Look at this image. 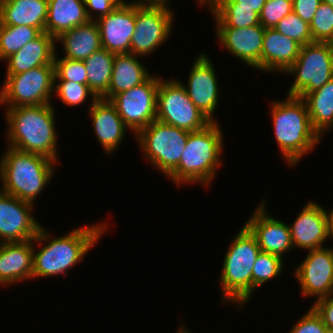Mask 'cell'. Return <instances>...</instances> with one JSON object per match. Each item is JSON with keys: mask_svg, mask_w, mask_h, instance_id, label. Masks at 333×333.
I'll list each match as a JSON object with an SVG mask.
<instances>
[{"mask_svg": "<svg viewBox=\"0 0 333 333\" xmlns=\"http://www.w3.org/2000/svg\"><path fill=\"white\" fill-rule=\"evenodd\" d=\"M103 222L79 226L73 228L68 234L55 238L44 226H41L38 235L33 239L32 278L68 275V271L84 261L90 249H93L104 237L106 231L108 232V223ZM34 243L39 247L43 244V247L36 250Z\"/></svg>", "mask_w": 333, "mask_h": 333, "instance_id": "cell-1", "label": "cell"}, {"mask_svg": "<svg viewBox=\"0 0 333 333\" xmlns=\"http://www.w3.org/2000/svg\"><path fill=\"white\" fill-rule=\"evenodd\" d=\"M4 114L8 147L59 162L53 104L5 108Z\"/></svg>", "mask_w": 333, "mask_h": 333, "instance_id": "cell-2", "label": "cell"}, {"mask_svg": "<svg viewBox=\"0 0 333 333\" xmlns=\"http://www.w3.org/2000/svg\"><path fill=\"white\" fill-rule=\"evenodd\" d=\"M274 136L280 154L286 164L298 165L301 159L313 151L321 137L312 128L306 102L295 96L270 103Z\"/></svg>", "mask_w": 333, "mask_h": 333, "instance_id": "cell-3", "label": "cell"}, {"mask_svg": "<svg viewBox=\"0 0 333 333\" xmlns=\"http://www.w3.org/2000/svg\"><path fill=\"white\" fill-rule=\"evenodd\" d=\"M223 141L224 133L219 122H211L204 129L189 132L179 164L167 178L178 187L196 183L207 188L223 166Z\"/></svg>", "mask_w": 333, "mask_h": 333, "instance_id": "cell-4", "label": "cell"}, {"mask_svg": "<svg viewBox=\"0 0 333 333\" xmlns=\"http://www.w3.org/2000/svg\"><path fill=\"white\" fill-rule=\"evenodd\" d=\"M57 162L6 147L0 157V191L35 204L55 174Z\"/></svg>", "mask_w": 333, "mask_h": 333, "instance_id": "cell-5", "label": "cell"}, {"mask_svg": "<svg viewBox=\"0 0 333 333\" xmlns=\"http://www.w3.org/2000/svg\"><path fill=\"white\" fill-rule=\"evenodd\" d=\"M230 242L220 271L221 303L242 309L252 298V270L261 250L244 224Z\"/></svg>", "mask_w": 333, "mask_h": 333, "instance_id": "cell-6", "label": "cell"}, {"mask_svg": "<svg viewBox=\"0 0 333 333\" xmlns=\"http://www.w3.org/2000/svg\"><path fill=\"white\" fill-rule=\"evenodd\" d=\"M189 132L159 120L152 121L136 136L144 159L168 176L179 164Z\"/></svg>", "mask_w": 333, "mask_h": 333, "instance_id": "cell-7", "label": "cell"}, {"mask_svg": "<svg viewBox=\"0 0 333 333\" xmlns=\"http://www.w3.org/2000/svg\"><path fill=\"white\" fill-rule=\"evenodd\" d=\"M0 104L6 108L52 104L54 65H43L18 74H6Z\"/></svg>", "mask_w": 333, "mask_h": 333, "instance_id": "cell-8", "label": "cell"}, {"mask_svg": "<svg viewBox=\"0 0 333 333\" xmlns=\"http://www.w3.org/2000/svg\"><path fill=\"white\" fill-rule=\"evenodd\" d=\"M284 74L294 77L287 96L303 99L333 78V49L326 42L301 46L296 61Z\"/></svg>", "mask_w": 333, "mask_h": 333, "instance_id": "cell-9", "label": "cell"}, {"mask_svg": "<svg viewBox=\"0 0 333 333\" xmlns=\"http://www.w3.org/2000/svg\"><path fill=\"white\" fill-rule=\"evenodd\" d=\"M165 79L161 77L159 81L156 119L188 132L209 125L211 121L189 99L179 80Z\"/></svg>", "mask_w": 333, "mask_h": 333, "instance_id": "cell-10", "label": "cell"}, {"mask_svg": "<svg viewBox=\"0 0 333 333\" xmlns=\"http://www.w3.org/2000/svg\"><path fill=\"white\" fill-rule=\"evenodd\" d=\"M161 76L151 75L145 82L116 94L110 102L135 136L156 120L157 92Z\"/></svg>", "mask_w": 333, "mask_h": 333, "instance_id": "cell-11", "label": "cell"}, {"mask_svg": "<svg viewBox=\"0 0 333 333\" xmlns=\"http://www.w3.org/2000/svg\"><path fill=\"white\" fill-rule=\"evenodd\" d=\"M170 5L136 7L135 31L131 38V54L148 56L157 51L171 36L174 12Z\"/></svg>", "mask_w": 333, "mask_h": 333, "instance_id": "cell-12", "label": "cell"}, {"mask_svg": "<svg viewBox=\"0 0 333 333\" xmlns=\"http://www.w3.org/2000/svg\"><path fill=\"white\" fill-rule=\"evenodd\" d=\"M302 263L295 266L294 275L301 296L315 301L333 294V247L308 250Z\"/></svg>", "mask_w": 333, "mask_h": 333, "instance_id": "cell-13", "label": "cell"}, {"mask_svg": "<svg viewBox=\"0 0 333 333\" xmlns=\"http://www.w3.org/2000/svg\"><path fill=\"white\" fill-rule=\"evenodd\" d=\"M187 79V86L179 81L188 94L189 99L211 122H218L214 114L220 102L219 84L215 65L207 53L198 54L192 63Z\"/></svg>", "mask_w": 333, "mask_h": 333, "instance_id": "cell-14", "label": "cell"}, {"mask_svg": "<svg viewBox=\"0 0 333 333\" xmlns=\"http://www.w3.org/2000/svg\"><path fill=\"white\" fill-rule=\"evenodd\" d=\"M34 204L0 191V243L33 240L41 228Z\"/></svg>", "mask_w": 333, "mask_h": 333, "instance_id": "cell-15", "label": "cell"}, {"mask_svg": "<svg viewBox=\"0 0 333 333\" xmlns=\"http://www.w3.org/2000/svg\"><path fill=\"white\" fill-rule=\"evenodd\" d=\"M328 210L317 202L309 201L297 214L290 228L294 250H312L324 247L330 238Z\"/></svg>", "mask_w": 333, "mask_h": 333, "instance_id": "cell-16", "label": "cell"}, {"mask_svg": "<svg viewBox=\"0 0 333 333\" xmlns=\"http://www.w3.org/2000/svg\"><path fill=\"white\" fill-rule=\"evenodd\" d=\"M258 204L244 225L255 236L262 252L284 258L294 249L289 225L268 214L265 199Z\"/></svg>", "mask_w": 333, "mask_h": 333, "instance_id": "cell-17", "label": "cell"}, {"mask_svg": "<svg viewBox=\"0 0 333 333\" xmlns=\"http://www.w3.org/2000/svg\"><path fill=\"white\" fill-rule=\"evenodd\" d=\"M265 28L255 25L245 28H215L220 46L250 68L261 71V52Z\"/></svg>", "mask_w": 333, "mask_h": 333, "instance_id": "cell-18", "label": "cell"}, {"mask_svg": "<svg viewBox=\"0 0 333 333\" xmlns=\"http://www.w3.org/2000/svg\"><path fill=\"white\" fill-rule=\"evenodd\" d=\"M102 48L114 54L131 53V38L135 31L136 7L119 6L96 20Z\"/></svg>", "mask_w": 333, "mask_h": 333, "instance_id": "cell-19", "label": "cell"}, {"mask_svg": "<svg viewBox=\"0 0 333 333\" xmlns=\"http://www.w3.org/2000/svg\"><path fill=\"white\" fill-rule=\"evenodd\" d=\"M88 112L92 120V130L96 134V140L106 154L113 155L124 141L126 131L129 128L118 114L116 107L109 100L98 98L89 106Z\"/></svg>", "mask_w": 333, "mask_h": 333, "instance_id": "cell-20", "label": "cell"}, {"mask_svg": "<svg viewBox=\"0 0 333 333\" xmlns=\"http://www.w3.org/2000/svg\"><path fill=\"white\" fill-rule=\"evenodd\" d=\"M32 272L33 240L0 243L1 286L31 280Z\"/></svg>", "mask_w": 333, "mask_h": 333, "instance_id": "cell-21", "label": "cell"}, {"mask_svg": "<svg viewBox=\"0 0 333 333\" xmlns=\"http://www.w3.org/2000/svg\"><path fill=\"white\" fill-rule=\"evenodd\" d=\"M301 45L273 29H265L262 52L261 71L278 72L282 75L296 61Z\"/></svg>", "mask_w": 333, "mask_h": 333, "instance_id": "cell-22", "label": "cell"}, {"mask_svg": "<svg viewBox=\"0 0 333 333\" xmlns=\"http://www.w3.org/2000/svg\"><path fill=\"white\" fill-rule=\"evenodd\" d=\"M55 42L51 35L42 32L4 61L7 62L6 74H18L43 65H54L57 49Z\"/></svg>", "mask_w": 333, "mask_h": 333, "instance_id": "cell-23", "label": "cell"}, {"mask_svg": "<svg viewBox=\"0 0 333 333\" xmlns=\"http://www.w3.org/2000/svg\"><path fill=\"white\" fill-rule=\"evenodd\" d=\"M140 57L131 53L115 54L109 89L102 99L110 101L116 94L142 84L152 75L138 59Z\"/></svg>", "mask_w": 333, "mask_h": 333, "instance_id": "cell-24", "label": "cell"}, {"mask_svg": "<svg viewBox=\"0 0 333 333\" xmlns=\"http://www.w3.org/2000/svg\"><path fill=\"white\" fill-rule=\"evenodd\" d=\"M48 0H0V24L29 26L45 32Z\"/></svg>", "mask_w": 333, "mask_h": 333, "instance_id": "cell-25", "label": "cell"}, {"mask_svg": "<svg viewBox=\"0 0 333 333\" xmlns=\"http://www.w3.org/2000/svg\"><path fill=\"white\" fill-rule=\"evenodd\" d=\"M89 21L84 0H48L45 32L54 39Z\"/></svg>", "mask_w": 333, "mask_h": 333, "instance_id": "cell-26", "label": "cell"}, {"mask_svg": "<svg viewBox=\"0 0 333 333\" xmlns=\"http://www.w3.org/2000/svg\"><path fill=\"white\" fill-rule=\"evenodd\" d=\"M55 41L56 46L62 44L64 58L71 60L84 61L102 48L99 27L92 20L64 32Z\"/></svg>", "mask_w": 333, "mask_h": 333, "instance_id": "cell-27", "label": "cell"}, {"mask_svg": "<svg viewBox=\"0 0 333 333\" xmlns=\"http://www.w3.org/2000/svg\"><path fill=\"white\" fill-rule=\"evenodd\" d=\"M303 100L307 104L312 128L322 138L333 128V78L321 88L308 93Z\"/></svg>", "mask_w": 333, "mask_h": 333, "instance_id": "cell-28", "label": "cell"}, {"mask_svg": "<svg viewBox=\"0 0 333 333\" xmlns=\"http://www.w3.org/2000/svg\"><path fill=\"white\" fill-rule=\"evenodd\" d=\"M114 57V53L101 48L83 61L87 71L88 87L98 98L109 89Z\"/></svg>", "mask_w": 333, "mask_h": 333, "instance_id": "cell-29", "label": "cell"}, {"mask_svg": "<svg viewBox=\"0 0 333 333\" xmlns=\"http://www.w3.org/2000/svg\"><path fill=\"white\" fill-rule=\"evenodd\" d=\"M41 33L38 28L34 27L0 24V61L4 62Z\"/></svg>", "mask_w": 333, "mask_h": 333, "instance_id": "cell-30", "label": "cell"}, {"mask_svg": "<svg viewBox=\"0 0 333 333\" xmlns=\"http://www.w3.org/2000/svg\"><path fill=\"white\" fill-rule=\"evenodd\" d=\"M208 11L213 14L215 28H245L260 24L259 15L253 8L212 7Z\"/></svg>", "mask_w": 333, "mask_h": 333, "instance_id": "cell-31", "label": "cell"}, {"mask_svg": "<svg viewBox=\"0 0 333 333\" xmlns=\"http://www.w3.org/2000/svg\"><path fill=\"white\" fill-rule=\"evenodd\" d=\"M284 260L282 257L260 251L257 255L253 270H252V295L255 289L263 287V284L270 282L274 278H281L284 272Z\"/></svg>", "mask_w": 333, "mask_h": 333, "instance_id": "cell-32", "label": "cell"}, {"mask_svg": "<svg viewBox=\"0 0 333 333\" xmlns=\"http://www.w3.org/2000/svg\"><path fill=\"white\" fill-rule=\"evenodd\" d=\"M54 94L68 107L80 106L90 97L91 105L98 99L88 84H79L71 81H55ZM90 95V96H89Z\"/></svg>", "mask_w": 333, "mask_h": 333, "instance_id": "cell-33", "label": "cell"}, {"mask_svg": "<svg viewBox=\"0 0 333 333\" xmlns=\"http://www.w3.org/2000/svg\"><path fill=\"white\" fill-rule=\"evenodd\" d=\"M274 29L284 36L295 40L301 46L313 43V38L310 32V24L302 20L294 12L283 17Z\"/></svg>", "mask_w": 333, "mask_h": 333, "instance_id": "cell-34", "label": "cell"}, {"mask_svg": "<svg viewBox=\"0 0 333 333\" xmlns=\"http://www.w3.org/2000/svg\"><path fill=\"white\" fill-rule=\"evenodd\" d=\"M57 50L54 55L55 81H71L87 84V71L83 61L58 58Z\"/></svg>", "mask_w": 333, "mask_h": 333, "instance_id": "cell-35", "label": "cell"}, {"mask_svg": "<svg viewBox=\"0 0 333 333\" xmlns=\"http://www.w3.org/2000/svg\"><path fill=\"white\" fill-rule=\"evenodd\" d=\"M332 30L333 8L322 1L310 23L313 42H325L330 37Z\"/></svg>", "mask_w": 333, "mask_h": 333, "instance_id": "cell-36", "label": "cell"}, {"mask_svg": "<svg viewBox=\"0 0 333 333\" xmlns=\"http://www.w3.org/2000/svg\"><path fill=\"white\" fill-rule=\"evenodd\" d=\"M292 12V0H266L259 14V21L265 29H273L283 17Z\"/></svg>", "mask_w": 333, "mask_h": 333, "instance_id": "cell-37", "label": "cell"}, {"mask_svg": "<svg viewBox=\"0 0 333 333\" xmlns=\"http://www.w3.org/2000/svg\"><path fill=\"white\" fill-rule=\"evenodd\" d=\"M327 327L322 318L311 307L292 326L289 333H326Z\"/></svg>", "mask_w": 333, "mask_h": 333, "instance_id": "cell-38", "label": "cell"}, {"mask_svg": "<svg viewBox=\"0 0 333 333\" xmlns=\"http://www.w3.org/2000/svg\"><path fill=\"white\" fill-rule=\"evenodd\" d=\"M84 2L88 18L92 21H96L122 6L121 0H84Z\"/></svg>", "mask_w": 333, "mask_h": 333, "instance_id": "cell-39", "label": "cell"}, {"mask_svg": "<svg viewBox=\"0 0 333 333\" xmlns=\"http://www.w3.org/2000/svg\"><path fill=\"white\" fill-rule=\"evenodd\" d=\"M313 303L311 307L322 318L327 329H333V294L318 299Z\"/></svg>", "mask_w": 333, "mask_h": 333, "instance_id": "cell-40", "label": "cell"}, {"mask_svg": "<svg viewBox=\"0 0 333 333\" xmlns=\"http://www.w3.org/2000/svg\"><path fill=\"white\" fill-rule=\"evenodd\" d=\"M292 2L293 12L310 24L322 0H292Z\"/></svg>", "mask_w": 333, "mask_h": 333, "instance_id": "cell-41", "label": "cell"}, {"mask_svg": "<svg viewBox=\"0 0 333 333\" xmlns=\"http://www.w3.org/2000/svg\"><path fill=\"white\" fill-rule=\"evenodd\" d=\"M266 0H219L213 7H246L253 8L258 15Z\"/></svg>", "mask_w": 333, "mask_h": 333, "instance_id": "cell-42", "label": "cell"}, {"mask_svg": "<svg viewBox=\"0 0 333 333\" xmlns=\"http://www.w3.org/2000/svg\"><path fill=\"white\" fill-rule=\"evenodd\" d=\"M171 0H134L127 2L126 0H121L122 5L132 6V7H159L167 6L171 3ZM168 3V4H167Z\"/></svg>", "mask_w": 333, "mask_h": 333, "instance_id": "cell-43", "label": "cell"}, {"mask_svg": "<svg viewBox=\"0 0 333 333\" xmlns=\"http://www.w3.org/2000/svg\"><path fill=\"white\" fill-rule=\"evenodd\" d=\"M219 0H197L198 5H202L201 7L208 6V9L210 10Z\"/></svg>", "mask_w": 333, "mask_h": 333, "instance_id": "cell-44", "label": "cell"}, {"mask_svg": "<svg viewBox=\"0 0 333 333\" xmlns=\"http://www.w3.org/2000/svg\"><path fill=\"white\" fill-rule=\"evenodd\" d=\"M327 212L329 217V233L330 237L333 238V208Z\"/></svg>", "mask_w": 333, "mask_h": 333, "instance_id": "cell-45", "label": "cell"}, {"mask_svg": "<svg viewBox=\"0 0 333 333\" xmlns=\"http://www.w3.org/2000/svg\"><path fill=\"white\" fill-rule=\"evenodd\" d=\"M179 330L176 333H192L189 331L190 329L187 328V326H184L183 324L179 326Z\"/></svg>", "mask_w": 333, "mask_h": 333, "instance_id": "cell-46", "label": "cell"}, {"mask_svg": "<svg viewBox=\"0 0 333 333\" xmlns=\"http://www.w3.org/2000/svg\"><path fill=\"white\" fill-rule=\"evenodd\" d=\"M325 42L333 49V30L330 37Z\"/></svg>", "mask_w": 333, "mask_h": 333, "instance_id": "cell-47", "label": "cell"}, {"mask_svg": "<svg viewBox=\"0 0 333 333\" xmlns=\"http://www.w3.org/2000/svg\"><path fill=\"white\" fill-rule=\"evenodd\" d=\"M333 8V0H322Z\"/></svg>", "mask_w": 333, "mask_h": 333, "instance_id": "cell-48", "label": "cell"}, {"mask_svg": "<svg viewBox=\"0 0 333 333\" xmlns=\"http://www.w3.org/2000/svg\"><path fill=\"white\" fill-rule=\"evenodd\" d=\"M326 333H333V329H327Z\"/></svg>", "mask_w": 333, "mask_h": 333, "instance_id": "cell-49", "label": "cell"}]
</instances>
